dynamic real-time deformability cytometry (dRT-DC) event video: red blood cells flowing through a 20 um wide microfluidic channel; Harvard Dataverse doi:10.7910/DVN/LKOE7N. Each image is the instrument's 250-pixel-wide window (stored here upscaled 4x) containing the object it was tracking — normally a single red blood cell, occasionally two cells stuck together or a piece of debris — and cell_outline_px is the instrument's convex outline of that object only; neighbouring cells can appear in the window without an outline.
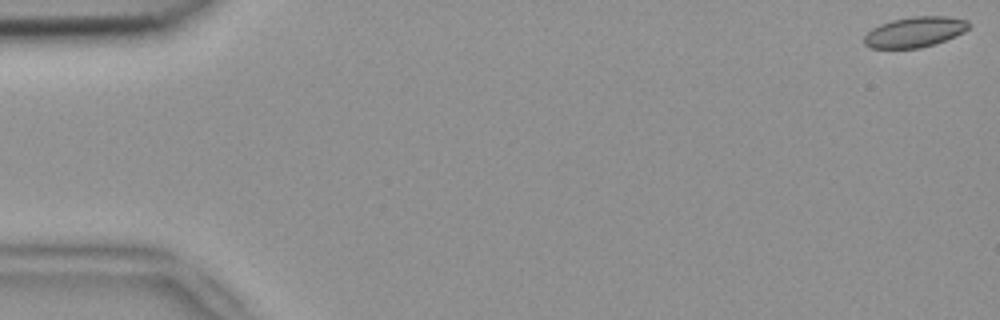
{"species": "common noctule bat (a hibernating species)", "species_latin": "Nyctalus noctula", "temperature_condition": "room temperature", "stored_images_in_passage": 5, "camera_frame_rate_fps": 3000, "um_per_image_px": 0.085, "animal": {"sex": "female", "body_mass_g": 18.4}, "frame": {"image": 1, "passage_image": 1, "time_ms": 0.0, "image_size_px": [1000, 320], "cell_outline_px": [[972, 24], [964, 32], [956, 36], [920, 48], [868, 48], [864, 44], [864, 36], [872, 28], [880, 24], [892, 20], [912, 16], [948, 16], [968, 20]], "centroid_in_image_um": [77.77, 2.71], "position_along_channel_um": 7.2, "area_um2": 18.61}}
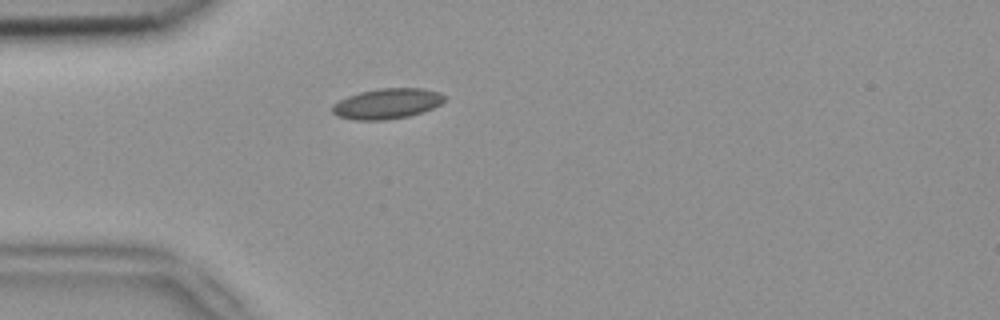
{"frame": {"image": 2, "passage_image": 5, "time_ms": 1.333, "image_size_px": [1000, 320], "cell_outline_px": [[444, 100], [440, 104], [424, 112], [408, 116], [384, 120], [356, 120], [336, 116], [332, 112], [332, 104], [348, 96], [360, 92], [380, 88], [424, 88], [440, 92], [444, 96]], "centroid_in_image_um": [32.89, 8.81], "position_along_channel_um": 52.1, "area_um2": 19.88}}